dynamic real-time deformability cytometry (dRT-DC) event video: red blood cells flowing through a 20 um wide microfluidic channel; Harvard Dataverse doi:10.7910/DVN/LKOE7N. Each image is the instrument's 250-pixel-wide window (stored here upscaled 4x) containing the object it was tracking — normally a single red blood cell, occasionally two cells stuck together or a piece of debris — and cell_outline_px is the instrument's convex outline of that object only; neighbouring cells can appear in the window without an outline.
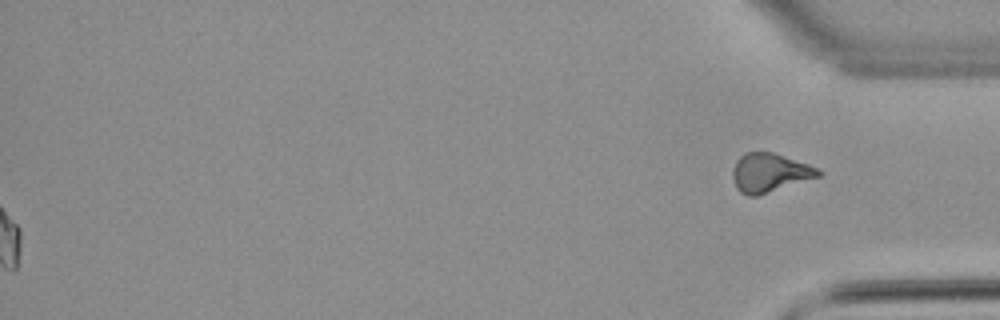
{"species": "common noctule bat (a hibernating species)", "species_latin": "Nyctalus noctula", "temperature_condition": "warm", "stored_images_in_passage": 55, "segment_of_instrument_passage": [2, 2], "camera_frame_rate_fps": 3000, "um_per_image_px": 0.085, "animal": {"sex": "male", "body_mass_g": 21.5, "forearm_length_mm": 52.0}, "frame": {"image": 1, "passage_image": 55, "time_ms": 18.0, "image_size_px": [1000, 320], "cell_outline_px": [[820, 176], [756, 196], [748, 196], [740, 192], [736, 188], [732, 176], [732, 172], [736, 160], [744, 152], [772, 152], [808, 164], [816, 168], [820, 172]], "centroid_in_image_um": [65.37, 14.68], "position_along_channel_um": 369.8, "area_um2": 19.13}}